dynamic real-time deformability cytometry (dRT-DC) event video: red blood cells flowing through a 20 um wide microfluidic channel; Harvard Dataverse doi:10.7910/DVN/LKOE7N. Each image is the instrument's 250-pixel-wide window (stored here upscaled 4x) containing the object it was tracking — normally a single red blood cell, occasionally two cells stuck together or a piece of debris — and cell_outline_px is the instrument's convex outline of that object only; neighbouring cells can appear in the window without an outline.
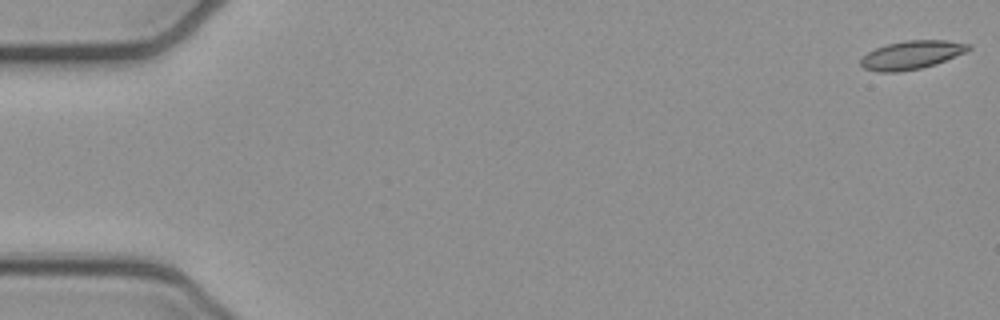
{"species": "common noctule bat (a hibernating species)", "species_latin": "Nyctalus noctula", "temperature_condition": "cold", "stored_images_in_passage": 52, "camera_frame_rate_fps": 3000, "um_per_image_px": 0.085, "animal": {"sex": "female", "body_mass_g": 21.9}, "frame": {"image": 1, "passage_image": 1, "time_ms": 0.0, "image_size_px": [1000, 320], "cell_outline_px": [[972, 48], [964, 52], [936, 64], [920, 68], [896, 72], [880, 72], [864, 68], [860, 64], [860, 60], [868, 52], [876, 48], [888, 44], [904, 40], [944, 40], [972, 44]], "centroid_in_image_um": [77.49, 4.66], "position_along_channel_um": 7.5, "area_um2": 17.69}}
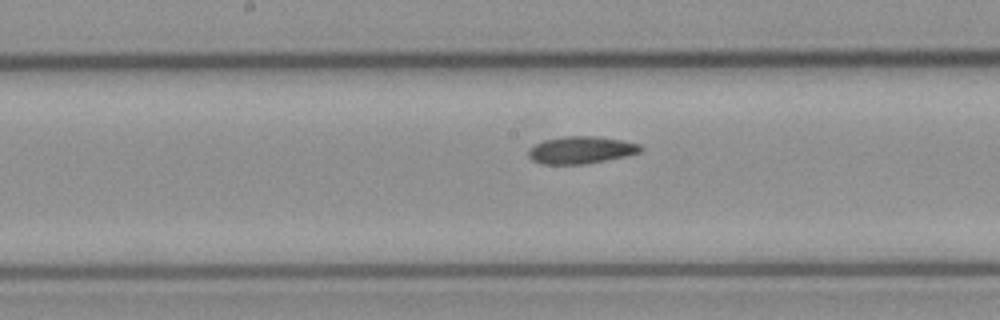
{"frame": {"image": 2, "passage_image": 27, "time_ms": 8.667, "image_size_px": [1000, 320], "cell_outline_px": [[644, 148], [640, 152], [624, 156], [584, 164], [540, 164], [532, 160], [528, 156], [528, 152], [536, 144], [544, 140], [564, 136], [596, 136], [620, 140], [640, 144]], "centroid_in_image_um": [49.38, 12.75], "position_along_channel_um": 198.8, "area_um2": 17.63}}
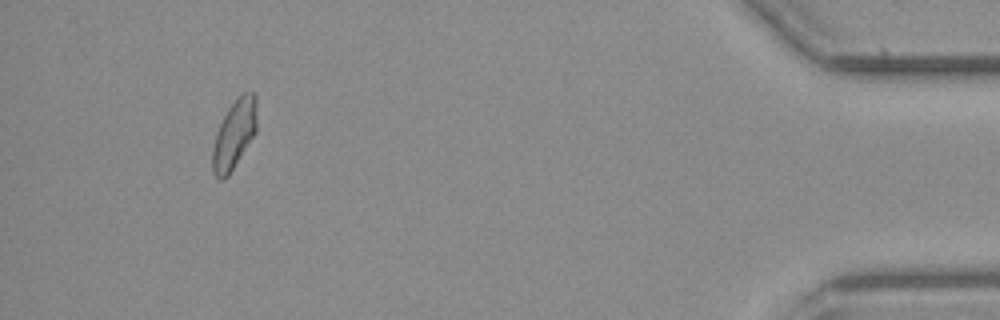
{"frame": {"image": 3, "passage_image": 49, "time_ms": 16.0, "image_size_px": [1000, 320], "cell_outline_px": [[256, 132], [228, 176], [224, 180], [220, 180], [212, 172], [212, 148], [216, 132], [228, 108], [244, 92], [256, 92]], "centroid_in_image_um": [19.9, 11.44], "position_along_channel_um": 415.3, "area_um2": 17.69}}